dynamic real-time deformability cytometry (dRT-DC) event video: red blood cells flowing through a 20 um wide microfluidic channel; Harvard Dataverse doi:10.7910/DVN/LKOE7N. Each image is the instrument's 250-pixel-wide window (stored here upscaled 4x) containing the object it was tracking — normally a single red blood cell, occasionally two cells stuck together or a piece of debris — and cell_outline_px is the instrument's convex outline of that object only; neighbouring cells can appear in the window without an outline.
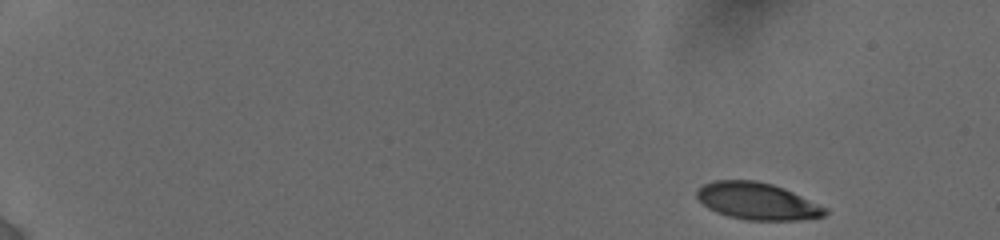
{"species": "human", "species_latin": "Homo sapiens", "temperature_condition": "cold", "stored_images_in_passage": 20, "camera_frame_rate_fps": 3000, "um_per_image_px": 0.085, "donor": {"sex": "female"}, "frame": {"image": 1, "passage_image": 1, "time_ms": 0.0, "image_size_px": [1000, 240], "cell_outline_px": [[828, 212], [824, 216], [796, 220], [748, 220], [728, 216], [716, 212], [708, 208], [696, 196], [696, 192], [704, 184], [712, 180], [756, 180], [772, 184], [784, 188], [828, 208]], "centroid_in_image_um": [64.37, 17.09], "position_along_channel_um": 20.6, "area_um2": 27.57}}
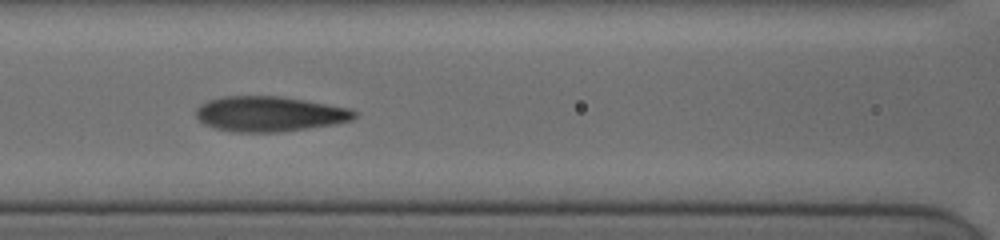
{"frame": {"image": 2, "passage_image": 12, "time_ms": 7.333, "image_size_px": [1000, 240], "cell_outline_px": [[356, 116], [352, 120], [332, 124], [280, 132], [232, 132], [216, 128], [204, 124], [196, 116], [196, 108], [200, 104], [208, 100], [224, 96], [280, 96], [352, 108], [356, 112]], "centroid_in_image_um": [22.89, 9.68], "position_along_channel_um": 143.7, "area_um2": 32.43}}
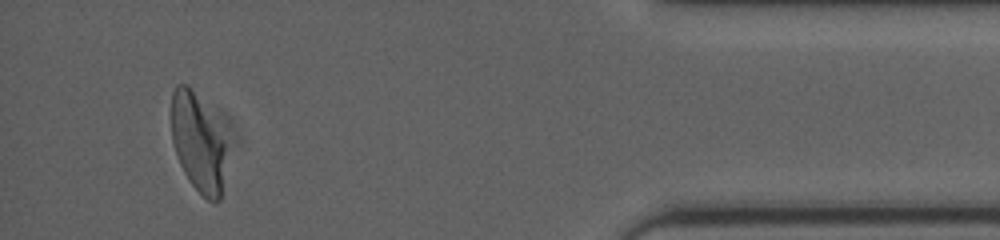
{"frame": {"image": 3, "passage_image": 20, "time_ms": 15.667, "image_size_px": [1000, 240], "cell_outline_px": [[224, 152], [220, 200], [216, 204], [212, 204], [188, 180], [176, 156], [172, 140], [172, 92], [176, 84], [188, 84], [224, 144]], "centroid_in_image_um": [16.74, 12.22], "position_along_channel_um": 418.5, "area_um2": 29.48}, "authors_computed_cell_mechanics": {"area_um2": 31.4721, "velocity_mm_per_s": 3.8503, "shape_relaxation_time_tau1_ms": 6.0046, "shape_relaxation_time_tau2_ms": 1.0143, "deformation_change_tau1": 0.2361, "deformation_change_tau2": 0.0796}}